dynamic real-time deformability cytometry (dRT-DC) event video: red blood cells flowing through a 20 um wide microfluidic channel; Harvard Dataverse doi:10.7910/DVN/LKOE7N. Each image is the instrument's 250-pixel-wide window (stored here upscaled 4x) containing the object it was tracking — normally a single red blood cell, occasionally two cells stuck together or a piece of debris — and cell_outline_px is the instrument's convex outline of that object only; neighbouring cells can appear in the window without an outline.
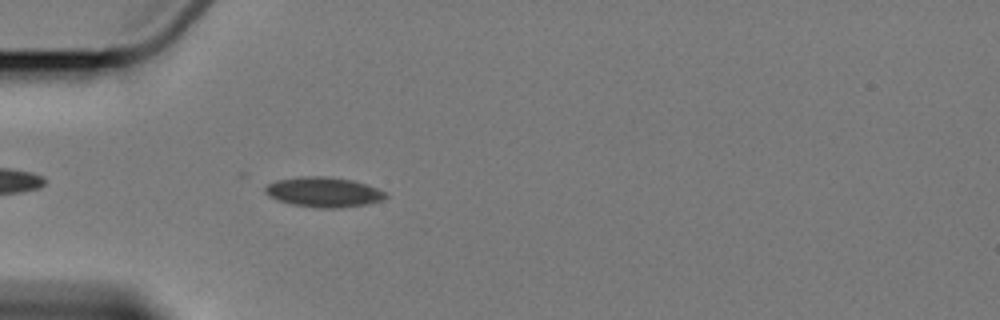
{"species": "Egyptian fruit bat (a non-hibernating species)", "species_latin": "Rousettus aegyptiacus", "temperature_condition": "cold", "stored_images_in_passage": 1, "camera_frame_rate_fps": 3000, "um_per_image_px": 0.085, "animal": {"sex": "female"}, "frame": {"image": 1, "passage_image": 1, "time_ms": 0.0, "image_size_px": [1000, 320], "cell_outline_px": [[388, 196], [384, 200], [364, 204], [332, 208], [324, 208], [292, 204], [268, 196], [264, 192], [264, 188], [268, 184], [276, 180], [296, 176], [324, 176], [352, 180], [376, 188], [384, 192]], "centroid_in_image_um": [27.47, 16.31], "position_along_channel_um": 57.5, "area_um2": 20.75}}